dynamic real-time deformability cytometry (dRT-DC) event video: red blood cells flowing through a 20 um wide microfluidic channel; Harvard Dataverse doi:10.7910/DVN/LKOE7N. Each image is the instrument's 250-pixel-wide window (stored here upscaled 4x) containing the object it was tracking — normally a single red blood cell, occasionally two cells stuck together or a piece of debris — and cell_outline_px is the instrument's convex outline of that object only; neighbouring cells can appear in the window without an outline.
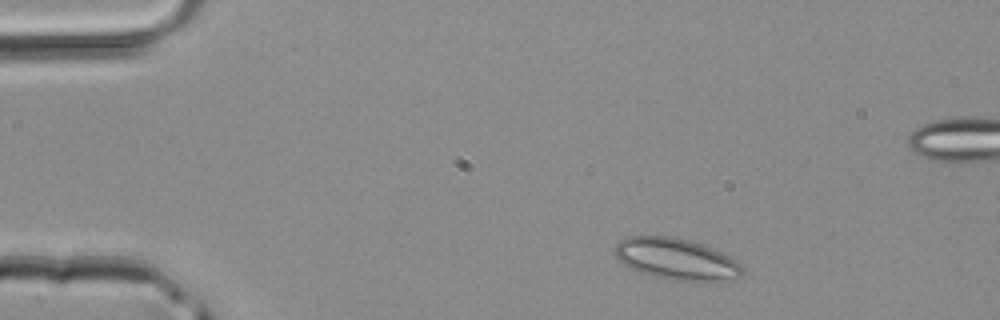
{"species": "common noctule bat (a hibernating species)", "species_latin": "Nyctalus noctula", "temperature_condition": "room temperature", "stored_images_in_passage": 2, "camera_frame_rate_fps": 3000, "um_per_image_px": 0.085, "animal": {"sex": "male", "body_mass_g": 20.4}, "frame": {"image": 1, "passage_image": 1, "time_ms": 0.0, "image_size_px": [1000, 320], "cell_outline_px": [[744, 272], [740, 276], [700, 284], [672, 280], [652, 276], [640, 272], [624, 264], [616, 256], [616, 244], [620, 240], [628, 236], [672, 236], [688, 240], [712, 248], [736, 260], [740, 264]], "centroid_in_image_um": [57.5, 22.05], "position_along_channel_um": 27.5, "area_um2": 30.87}}